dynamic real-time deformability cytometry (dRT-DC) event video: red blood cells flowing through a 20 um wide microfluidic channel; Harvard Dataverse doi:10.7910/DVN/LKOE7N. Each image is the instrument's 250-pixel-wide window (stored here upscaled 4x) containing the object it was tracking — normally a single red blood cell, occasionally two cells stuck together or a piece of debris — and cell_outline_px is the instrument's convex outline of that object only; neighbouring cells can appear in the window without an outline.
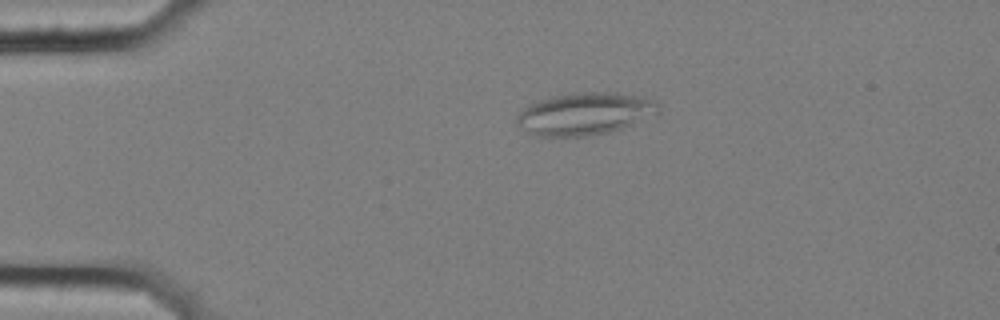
{"species": "common noctule bat (a hibernating species)", "species_latin": "Nyctalus noctula", "temperature_condition": "cold", "stored_images_in_passage": 58, "segment_of_instrument_passage": [1, 2], "camera_frame_rate_fps": 3000, "um_per_image_px": 0.085, "animal": {"sex": "female", "body_mass_g": 25.1}, "frame": {"image": 1, "passage_image": 13, "time_ms": 4.0, "image_size_px": [1000, 320], "cell_outline_px": [[660, 112], [656, 116], [608, 132], [588, 136], [536, 136], [528, 132], [516, 124], [516, 116], [528, 104], [552, 96], [580, 92], [616, 92], [644, 96], [660, 104]], "centroid_in_image_um": [49.75, 9.66], "position_along_channel_um": 35.3, "area_um2": 35.2}}